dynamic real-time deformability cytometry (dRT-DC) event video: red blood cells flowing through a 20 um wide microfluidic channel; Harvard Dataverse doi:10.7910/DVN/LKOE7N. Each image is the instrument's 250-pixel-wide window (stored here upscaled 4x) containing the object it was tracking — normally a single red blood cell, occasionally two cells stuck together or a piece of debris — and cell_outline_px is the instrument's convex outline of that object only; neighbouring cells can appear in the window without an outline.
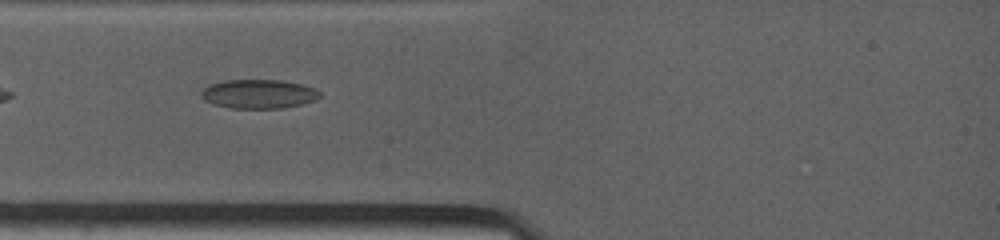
{"species": "common noctule bat (a hibernating species)", "species_latin": "Nyctalus noctula", "temperature_condition": "warm", "stored_images_in_passage": 24, "camera_frame_rate_fps": 4500, "um_per_image_px": 0.085, "animal": {"sex": "female", "body_mass_g": 19.0, "forearm_length_mm": 53.3}, "frame": {"image": 1, "passage_image": 8, "time_ms": 1.556, "image_size_px": [1000, 240], "cell_outline_px": [[320, 96], [316, 100], [284, 108], [232, 108], [212, 104], [204, 100], [200, 96], [200, 92], [208, 84], [224, 80], [280, 80], [300, 84], [316, 88], [320, 92]], "centroid_in_image_um": [21.95, 7.98], "position_along_channel_um": 63.0, "area_um2": 20.17}}
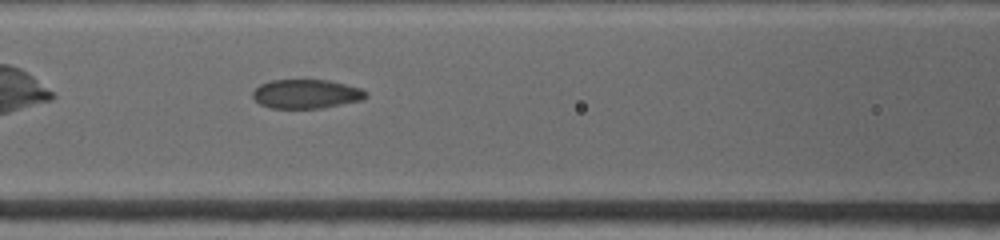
{"frame": {"image": 2, "passage_image": 17, "time_ms": 3.556, "image_size_px": [1000, 240], "cell_outline_px": [[368, 96], [360, 100], [324, 108], [272, 108], [260, 104], [252, 96], [252, 92], [260, 84], [272, 80], [328, 80], [360, 88], [368, 92]], "centroid_in_image_um": [26.03, 7.98], "position_along_channel_um": 140.6, "area_um2": 19.07}}
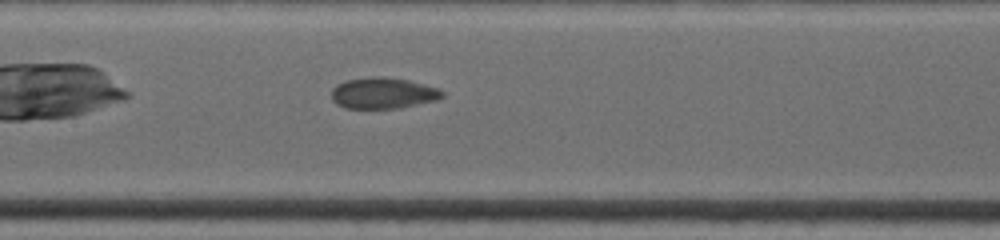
{"frame": {"image": 3, "passage_image": 21, "time_ms": 4.444, "image_size_px": [1000, 240], "cell_outline_px": [[444, 96], [436, 100], [400, 108], [344, 108], [336, 104], [332, 100], [332, 88], [336, 84], [348, 80], [368, 76], [384, 76], [408, 80], [440, 88], [444, 92]], "centroid_in_image_um": [32.56, 7.9], "position_along_channel_um": 174.8, "area_um2": 20.29}}